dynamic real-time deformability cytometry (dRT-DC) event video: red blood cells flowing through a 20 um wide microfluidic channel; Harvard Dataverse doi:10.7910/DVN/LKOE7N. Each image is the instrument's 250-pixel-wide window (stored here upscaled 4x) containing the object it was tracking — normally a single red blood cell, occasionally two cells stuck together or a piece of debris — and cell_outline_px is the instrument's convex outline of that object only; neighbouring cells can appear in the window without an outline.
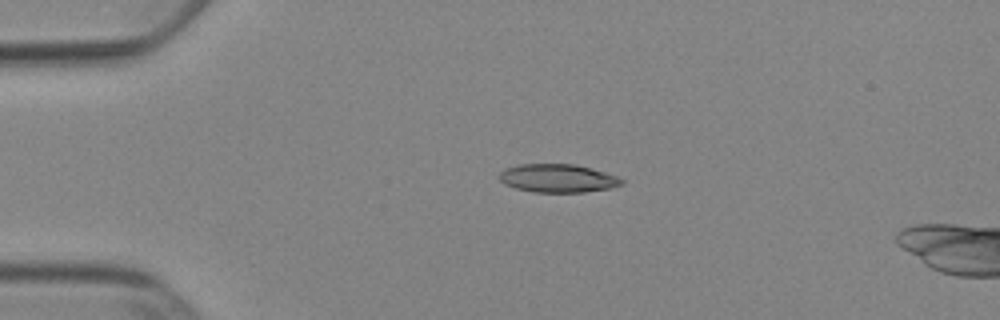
{"species": "Egyptian fruit bat (a non-hibernating species)", "species_latin": "Rousettus aegyptiacus", "temperature_condition": "cold", "stored_images_in_passage": 41, "camera_frame_rate_fps": 3000, "um_per_image_px": 0.085, "animal": {"sex": "female"}, "frame": {"image": 1, "passage_image": 1, "time_ms": 0.0, "image_size_px": [1000, 320], "cell_outline_px": [[624, 184], [612, 188], [584, 192], [532, 192], [516, 188], [504, 184], [500, 180], [500, 172], [508, 168], [520, 164], [576, 164], [592, 168], [616, 176], [624, 180]], "centroid_in_image_um": [47.45, 15.16], "position_along_channel_um": 37.6, "area_um2": 20.17}}
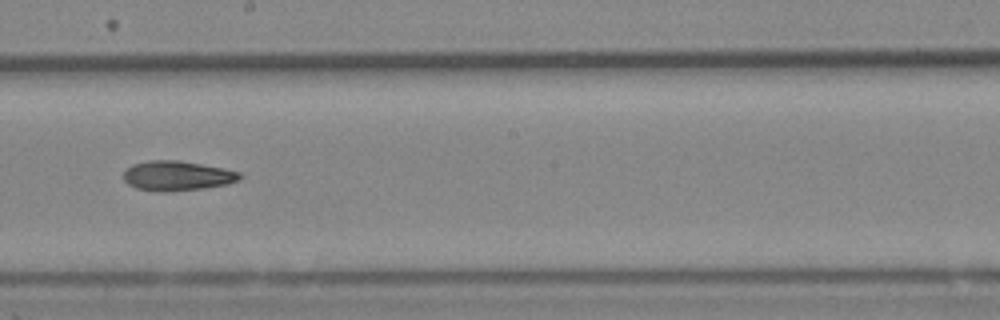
{"frame": {"image": 2, "passage_image": 19, "time_ms": 6.0, "image_size_px": [1000, 320], "cell_outline_px": [[244, 176], [240, 180], [228, 184], [204, 188], [168, 192], [156, 192], [136, 188], [128, 184], [124, 180], [124, 168], [132, 164], [148, 160], [180, 160], [224, 168], [240, 172]], "centroid_in_image_um": [15.06, 14.94], "position_along_channel_um": 233.1, "area_um2": 20.58}}
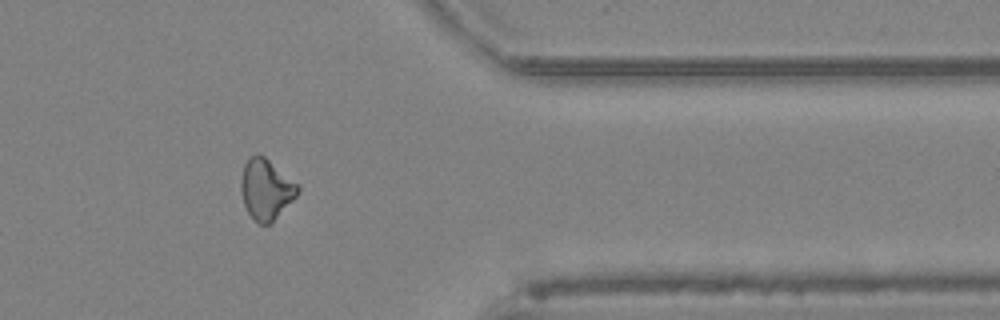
{"frame": {"image": 3, "passage_image": 32, "time_ms": 10.333, "image_size_px": [1000, 320], "cell_outline_px": [[300, 188], [296, 196], [272, 224], [260, 224], [248, 212], [244, 204], [240, 188], [240, 180], [244, 164], [256, 152], [264, 156], [300, 184]], "centroid_in_image_um": [22.63, 16.08], "position_along_channel_um": 388.8, "area_um2": 20.17}, "authors_computed_cell_mechanics": {"area_um2": 20.1722, "velocity_mm_per_s": 3.9064, "shape_relaxation_time_tau1_ms": 4.2175, "shape_relaxation_time_tau2_ms": null, "deformation_change_tau1": 0.1367, "deformation_change_tau2": null}}